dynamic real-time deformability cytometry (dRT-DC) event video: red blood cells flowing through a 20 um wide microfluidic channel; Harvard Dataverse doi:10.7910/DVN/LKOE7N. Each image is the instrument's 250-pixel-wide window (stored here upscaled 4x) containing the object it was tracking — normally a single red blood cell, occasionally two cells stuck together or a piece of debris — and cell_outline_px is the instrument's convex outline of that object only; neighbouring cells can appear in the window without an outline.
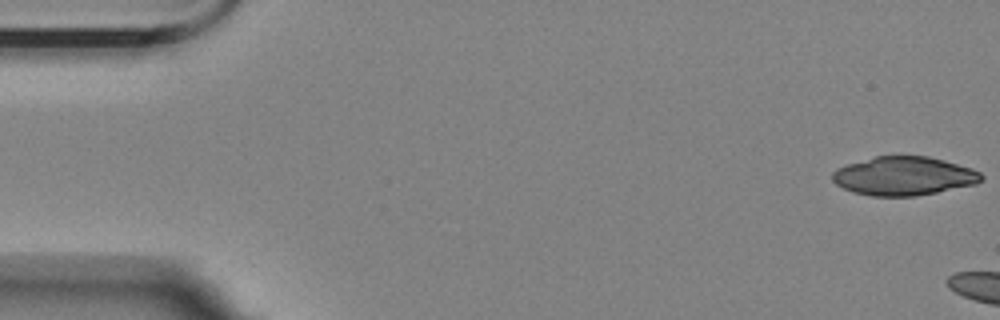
{"species": "Egyptian fruit bat (a non-hibernating species)", "species_latin": "Rousettus aegyptiacus", "temperature_condition": "room temperature", "stored_images_in_passage": 5, "camera_frame_rate_fps": 3000, "um_per_image_px": 0.085, "animal": {"sex": "female"}, "frame": {"image": 1, "passage_image": 1, "time_ms": 0.0, "image_size_px": [1000, 320], "cell_outline_px": [[984, 180], [976, 184], [916, 196], [872, 196], [852, 192], [836, 184], [832, 180], [832, 172], [836, 168], [848, 164], [876, 156], [928, 156], [944, 160], [972, 168], [980, 172], [984, 176]], "centroid_in_image_um": [76.84, 14.96], "position_along_channel_um": 8.2, "area_um2": 33.64}}